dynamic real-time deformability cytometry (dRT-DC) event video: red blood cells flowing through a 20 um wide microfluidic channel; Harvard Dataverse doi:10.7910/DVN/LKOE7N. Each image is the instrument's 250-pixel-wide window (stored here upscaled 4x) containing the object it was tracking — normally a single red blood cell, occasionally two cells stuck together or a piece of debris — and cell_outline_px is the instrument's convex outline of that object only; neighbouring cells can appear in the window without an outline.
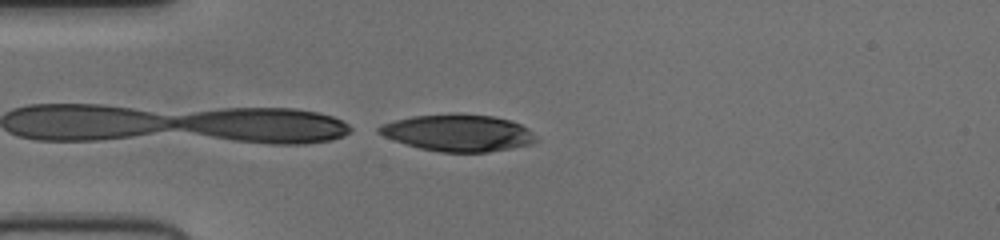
{"species": "human", "species_latin": "Homo sapiens", "temperature_condition": "cold", "stored_images_in_passage": 14, "camera_frame_rate_fps": 3000, "um_per_image_px": 0.085, "donor": {"sex": "female"}, "frame": {"image": 1, "passage_image": 14, "time_ms": 4.333, "image_size_px": [1000, 240], "cell_outline_px": [[540, 140], [532, 144], [512, 148], [488, 152], [440, 152], [420, 148], [384, 136], [376, 132], [376, 128], [380, 124], [412, 116], [492, 116], [512, 120], [528, 128]], "centroid_in_image_um": [38.98, 11.33], "position_along_channel_um": 46.0, "area_um2": 32.95}}